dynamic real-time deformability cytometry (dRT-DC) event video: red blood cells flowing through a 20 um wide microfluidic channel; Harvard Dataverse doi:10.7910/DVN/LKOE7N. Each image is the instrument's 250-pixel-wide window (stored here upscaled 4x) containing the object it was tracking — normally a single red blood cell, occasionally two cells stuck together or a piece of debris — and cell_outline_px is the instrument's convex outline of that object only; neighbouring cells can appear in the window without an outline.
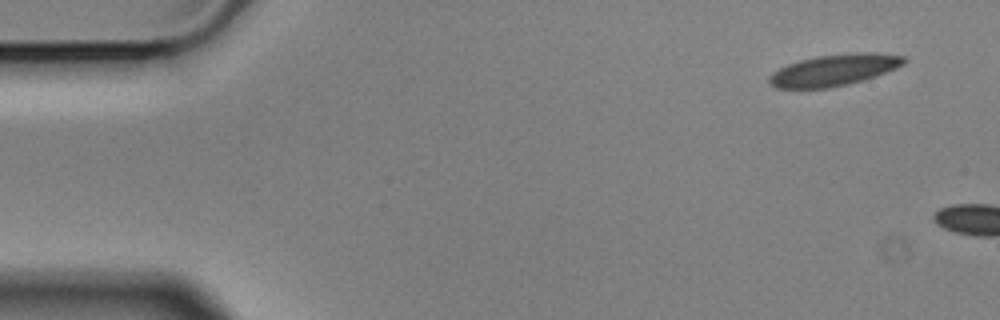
{"species": "Egyptian fruit bat (a non-hibernating species)", "species_latin": "Rousettus aegyptiacus", "temperature_condition": "cold", "stored_images_in_passage": 2, "camera_frame_rate_fps": 3000, "um_per_image_px": 0.085, "animal": {"sex": "male"}, "frame": {"image": 1, "passage_image": 1, "time_ms": 0.0, "image_size_px": [1000, 320], "cell_outline_px": [[908, 60], [904, 64], [896, 68], [876, 76], [848, 84], [828, 88], [776, 88], [768, 84], [768, 76], [772, 72], [788, 64], [800, 60], [816, 56], [856, 52], [876, 52], [904, 56]], "centroid_in_image_um": [70.9, 5.95], "position_along_channel_um": 14.1, "area_um2": 24.85}}